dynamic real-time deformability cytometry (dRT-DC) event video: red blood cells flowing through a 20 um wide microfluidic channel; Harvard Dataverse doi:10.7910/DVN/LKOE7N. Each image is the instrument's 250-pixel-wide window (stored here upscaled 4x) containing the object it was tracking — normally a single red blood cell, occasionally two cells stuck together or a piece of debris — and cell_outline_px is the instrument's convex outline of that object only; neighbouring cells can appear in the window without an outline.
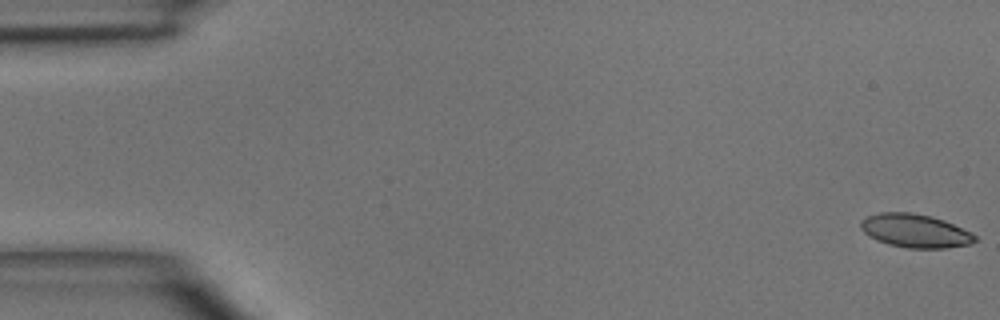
{"species": "common noctule bat (a hibernating species)", "species_latin": "Nyctalus noctula", "temperature_condition": "room temperature", "stored_images_in_passage": 5, "segment_of_instrument_passage": [1, 2], "camera_frame_rate_fps": 3000, "um_per_image_px": 0.085, "animal": {"sex": "male", "body_mass_g": 15.6}, "frame": {"image": 1, "passage_image": 1, "time_ms": 0.0, "image_size_px": [1000, 320], "cell_outline_px": [[976, 240], [968, 244], [944, 248], [908, 248], [888, 244], [876, 240], [868, 236], [860, 228], [860, 220], [868, 216], [880, 212], [912, 212], [932, 216], [944, 220], [972, 232], [976, 236]], "centroid_in_image_um": [77.76, 19.61], "position_along_channel_um": 7.2, "area_um2": 22.37}}
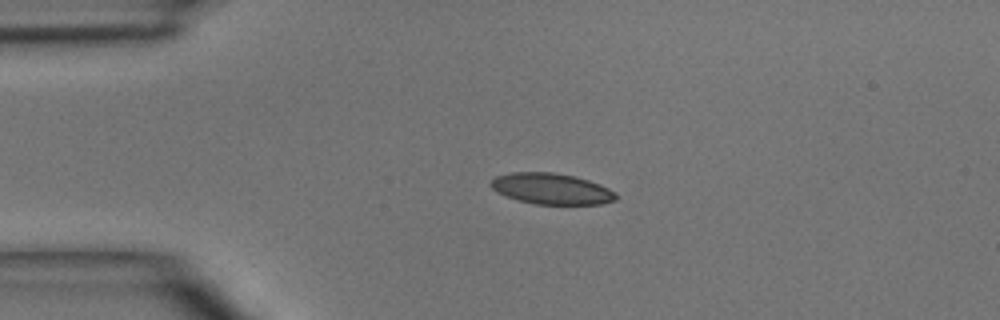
{"frame": {"image": 2, "passage_image": 4, "time_ms": 3.333, "image_size_px": [1000, 320], "cell_outline_px": [[620, 196], [616, 200], [600, 204], [536, 204], [520, 200], [508, 196], [492, 188], [488, 184], [496, 176], [512, 172], [552, 172], [576, 176], [600, 184], [616, 192]], "centroid_in_image_um": [46.93, 16.04], "position_along_channel_um": 38.1, "area_um2": 22.54}}